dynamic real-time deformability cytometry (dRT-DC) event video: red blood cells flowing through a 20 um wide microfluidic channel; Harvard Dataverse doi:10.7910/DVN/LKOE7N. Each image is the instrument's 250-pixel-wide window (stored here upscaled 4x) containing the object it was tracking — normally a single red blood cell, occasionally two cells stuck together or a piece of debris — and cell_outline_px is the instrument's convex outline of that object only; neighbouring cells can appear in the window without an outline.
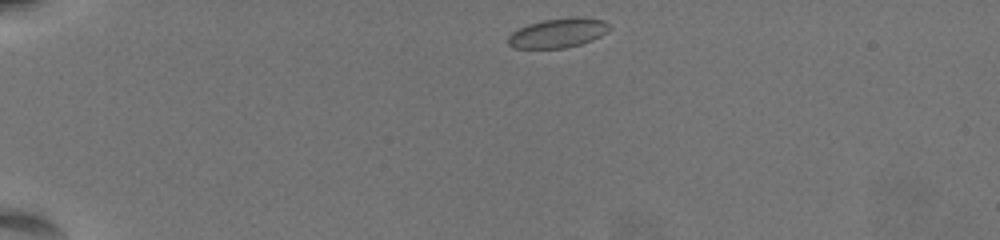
{"species": "common noctule bat (a hibernating species)", "species_latin": "Nyctalus noctula", "temperature_condition": "warm", "stored_images_in_passage": 47, "camera_frame_rate_fps": 3000, "um_per_image_px": 0.085, "animal": {"sex": "female", "body_mass_g": 19.5, "forearm_length_mm": 54.1}, "frame": {"image": 1, "passage_image": 1, "time_ms": 0.0, "image_size_px": [1000, 240], "cell_outline_px": [[608, 32], [592, 40], [580, 44], [564, 48], [516, 48], [508, 44], [508, 36], [512, 32], [528, 24], [544, 20], [568, 16], [580, 16], [604, 20], [608, 24]], "centroid_in_image_um": [47.44, 2.78], "position_along_channel_um": 37.6, "area_um2": 17.4}}
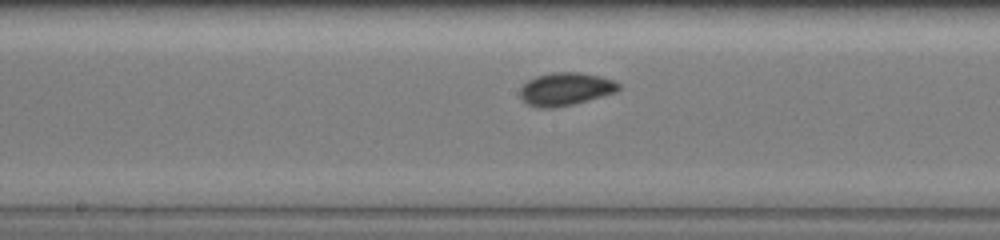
{"frame": {"image": 2, "passage_image": 21, "time_ms": 6.667, "image_size_px": [1000, 240], "cell_outline_px": [[620, 88], [616, 92], [588, 100], [572, 104], [552, 108], [540, 108], [528, 104], [520, 96], [520, 88], [528, 80], [536, 76], [552, 72], [580, 72], [600, 76], [612, 80], [620, 84]], "centroid_in_image_um": [48.07, 7.56], "position_along_channel_um": 200.1, "area_um2": 18.79}}
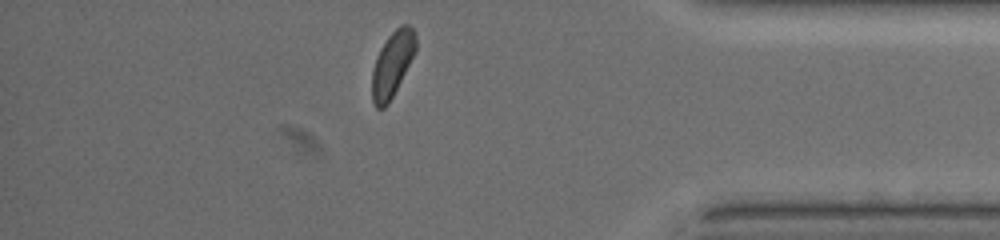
{"frame": {"image": 3, "passage_image": 40, "time_ms": 13.0, "image_size_px": [1000, 240], "cell_outline_px": [[416, 52], [388, 104], [384, 108], [376, 108], [372, 100], [372, 72], [376, 56], [380, 48], [388, 36], [400, 24], [408, 24], [416, 32]], "centroid_in_image_um": [33.35, 5.42], "position_along_channel_um": 401.8, "area_um2": 16.7}}